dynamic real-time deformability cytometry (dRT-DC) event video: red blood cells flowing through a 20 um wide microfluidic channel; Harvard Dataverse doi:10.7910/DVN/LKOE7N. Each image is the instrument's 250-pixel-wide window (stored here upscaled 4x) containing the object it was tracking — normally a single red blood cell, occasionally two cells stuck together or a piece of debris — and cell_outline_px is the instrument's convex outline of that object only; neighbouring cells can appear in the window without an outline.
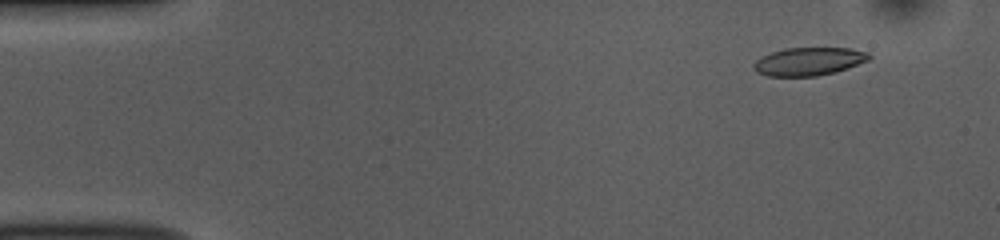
{"species": "common noctule bat (a hibernating species)", "species_latin": "Nyctalus noctula", "temperature_condition": "room temperature", "stored_images_in_passage": 53, "camera_frame_rate_fps": 3000, "um_per_image_px": 0.085, "animal": {"sex": "female", "body_mass_g": 10.0, "forearm_length_mm": 53.1}, "frame": {"image": 1, "passage_image": 5, "time_ms": 1.333, "image_size_px": [1000, 240], "cell_outline_px": [[872, 56], [868, 60], [848, 68], [836, 72], [816, 76], [768, 76], [756, 72], [752, 68], [752, 64], [760, 56], [784, 48], [848, 48], [868, 52]], "centroid_in_image_um": [68.71, 5.22], "position_along_channel_um": 16.3, "area_um2": 19.02}}
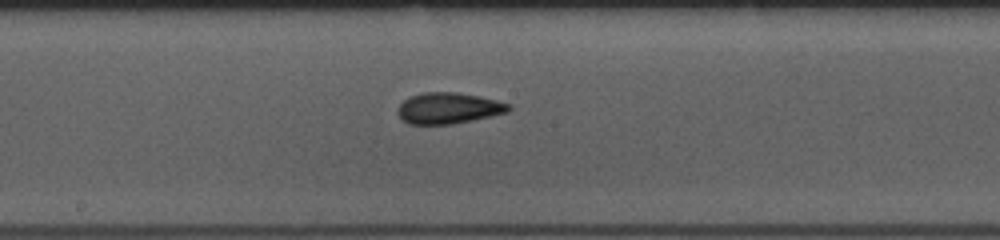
{"frame": {"image": 2, "passage_image": 28, "time_ms": 9.0, "image_size_px": [1000, 240], "cell_outline_px": [[512, 108], [508, 112], [492, 116], [452, 124], [408, 124], [396, 112], [400, 104], [408, 96], [424, 92], [456, 92], [480, 96], [496, 100], [508, 104]], "centroid_in_image_um": [38.11, 9.19], "position_along_channel_um": 210.1, "area_um2": 20.11}}
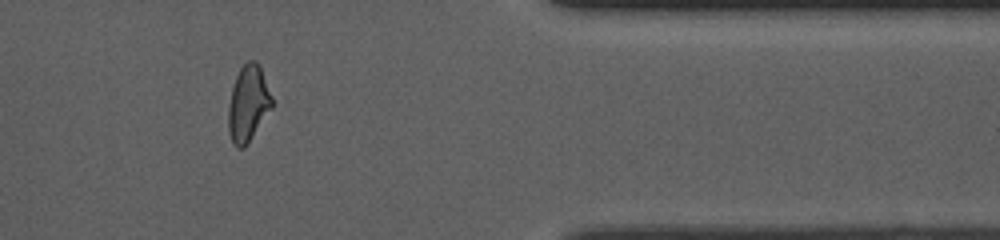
{"frame": {"image": 3, "passage_image": 44, "time_ms": 14.333, "image_size_px": [1000, 240], "cell_outline_px": [[272, 108], [244, 148], [236, 148], [232, 144], [228, 132], [228, 108], [232, 88], [236, 76], [240, 68], [248, 60], [256, 60], [260, 68], [272, 96]], "centroid_in_image_um": [21.07, 8.83], "position_along_channel_um": 390.3, "area_um2": 19.25}, "authors_computed_cell_mechanics": {"area_um2": 19.7676, "velocity_mm_per_s": 3.7907, "shape_relaxation_time_tau1_ms": 4.9643, "shape_relaxation_time_tau2_ms": 3.3019, "deformation_change_tau1": 0.1344, "deformation_change_tau2": 0.0848}}